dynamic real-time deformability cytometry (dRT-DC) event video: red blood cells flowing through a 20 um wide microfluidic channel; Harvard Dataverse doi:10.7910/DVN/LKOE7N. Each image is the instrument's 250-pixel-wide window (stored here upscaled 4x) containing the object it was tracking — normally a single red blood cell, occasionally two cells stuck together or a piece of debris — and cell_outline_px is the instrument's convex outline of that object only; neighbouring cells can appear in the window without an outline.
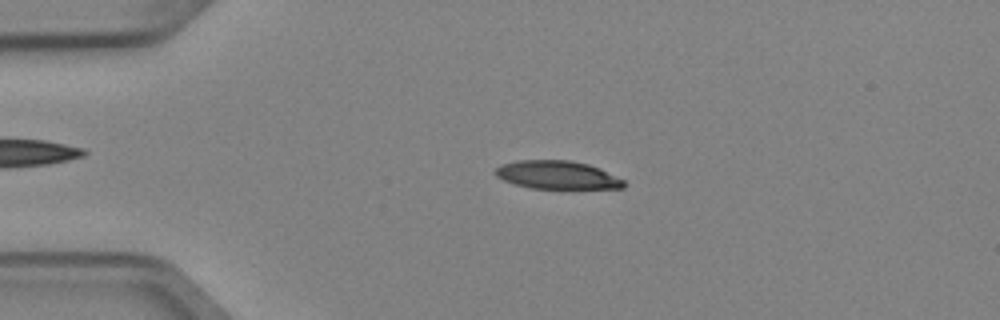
{"species": "Egyptian fruit bat (a non-hibernating species)", "species_latin": "Rousettus aegyptiacus", "temperature_condition": "cold", "stored_images_in_passage": 4, "camera_frame_rate_fps": 3000, "um_per_image_px": 0.085, "animal": {"sex": "female"}, "frame": {"image": 1, "passage_image": 3, "time_ms": 0.667, "image_size_px": [1000, 320], "cell_outline_px": [[624, 188], [532, 188], [516, 184], [504, 180], [496, 176], [496, 168], [500, 164], [516, 160], [568, 160], [588, 164], [600, 168], [624, 180]], "centroid_in_image_um": [47.35, 14.86], "position_along_channel_um": 37.6, "area_um2": 20.92}}